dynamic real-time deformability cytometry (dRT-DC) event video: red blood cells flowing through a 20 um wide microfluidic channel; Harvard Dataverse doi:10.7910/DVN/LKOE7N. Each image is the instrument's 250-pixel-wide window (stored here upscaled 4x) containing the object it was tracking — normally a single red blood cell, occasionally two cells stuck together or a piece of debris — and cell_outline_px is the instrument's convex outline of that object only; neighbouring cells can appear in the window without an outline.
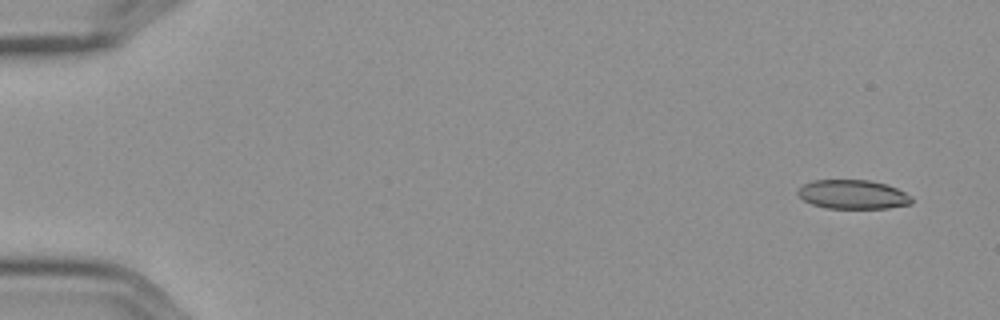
{"species": "Egyptian fruit bat (a non-hibernating species)", "species_latin": "Rousettus aegyptiacus", "temperature_condition": "cold", "stored_images_in_passage": 5, "camera_frame_rate_fps": 3000, "um_per_image_px": 0.085, "frame": {"image": 1, "passage_image": 1, "time_ms": 0.0, "image_size_px": [1000, 320], "cell_outline_px": [[912, 204], [888, 208], [824, 208], [812, 204], [804, 200], [796, 192], [804, 184], [812, 180], [868, 180], [888, 184], [912, 196]], "centroid_in_image_um": [72.51, 16.53], "position_along_channel_um": 12.5, "area_um2": 19.31}}